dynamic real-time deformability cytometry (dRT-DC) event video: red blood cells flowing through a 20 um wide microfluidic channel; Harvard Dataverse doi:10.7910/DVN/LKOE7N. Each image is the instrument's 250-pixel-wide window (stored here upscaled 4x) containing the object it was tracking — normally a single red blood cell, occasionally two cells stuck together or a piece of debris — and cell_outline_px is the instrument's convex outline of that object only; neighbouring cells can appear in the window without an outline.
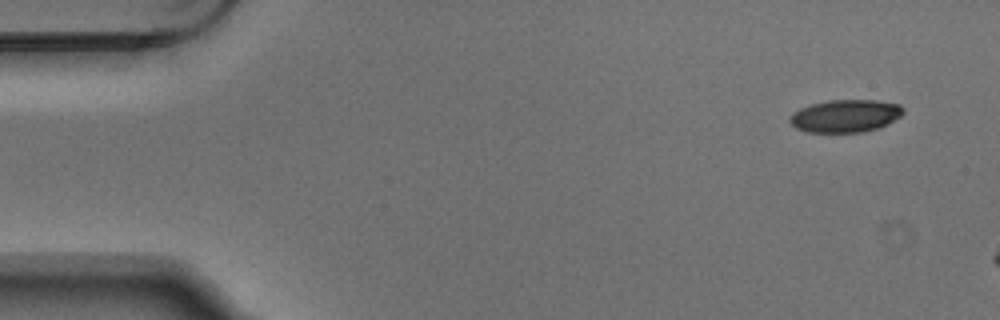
{"species": "Egyptian fruit bat (a non-hibernating species)", "species_latin": "Rousettus aegyptiacus", "temperature_condition": "warm", "stored_images_in_passage": 4, "segment_of_instrument_passage": [2, 2], "camera_frame_rate_fps": 3000, "um_per_image_px": 0.085, "animal": {"sex": "male"}, "frame": {"image": 1, "passage_image": 4, "time_ms": 1.0, "image_size_px": [1000, 320], "cell_outline_px": [[904, 112], [900, 116], [880, 128], [860, 132], [808, 132], [796, 128], [788, 120], [788, 116], [792, 112], [800, 108], [812, 104], [828, 100], [876, 100], [900, 104], [904, 108]], "centroid_in_image_um": [71.85, 9.85], "position_along_channel_um": 13.2, "area_um2": 21.68}}